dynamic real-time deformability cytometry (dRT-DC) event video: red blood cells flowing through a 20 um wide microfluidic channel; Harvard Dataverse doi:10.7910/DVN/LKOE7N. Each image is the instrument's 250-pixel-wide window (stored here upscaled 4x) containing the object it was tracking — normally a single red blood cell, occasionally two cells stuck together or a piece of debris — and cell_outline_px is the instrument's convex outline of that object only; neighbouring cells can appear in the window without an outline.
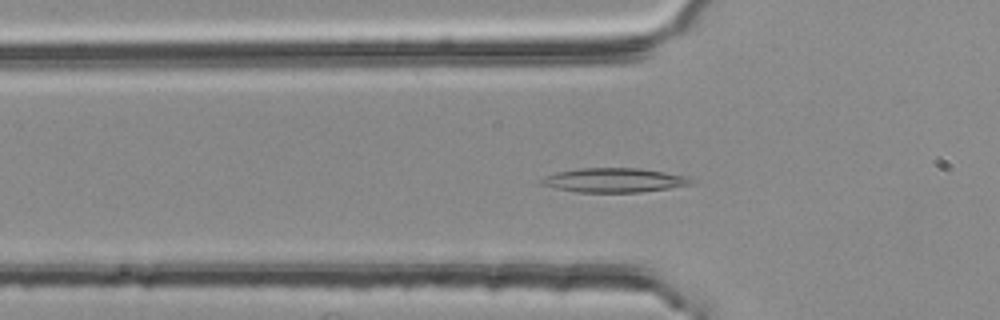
{"species": "common noctule bat (a hibernating species)", "species_latin": "Nyctalus noctula", "temperature_condition": "room temperature", "stored_images_in_passage": 53, "camera_frame_rate_fps": 3000, "um_per_image_px": 0.085, "animal": {"sex": "female", "body_mass_g": 25.1}, "frame": {"image": 1, "passage_image": 17, "time_ms": 5.333, "image_size_px": [1000, 320], "cell_outline_px": [[696, 180], [692, 184], [668, 188], [640, 192], [576, 192], [556, 188], [540, 184], [536, 180], [544, 176], [556, 172], [580, 168], [640, 168], [688, 176]], "centroid_in_image_um": [52.17, 15.31], "position_along_channel_um": 73.6, "area_um2": 21.33}}
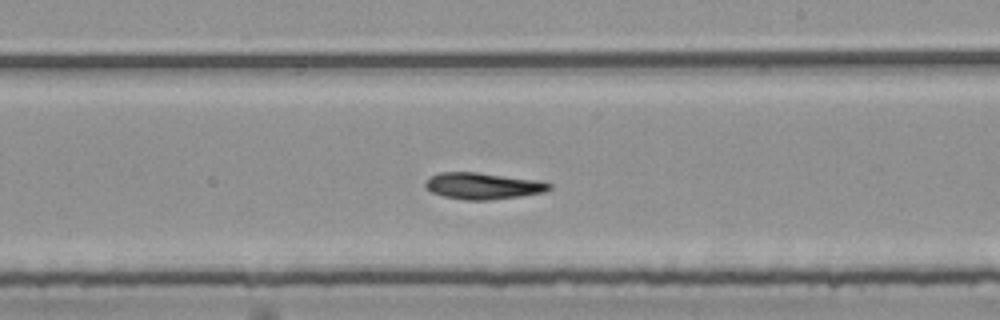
{"frame": {"image": 2, "passage_image": 31, "time_ms": 10.0, "image_size_px": [1000, 320], "cell_outline_px": [[552, 188], [544, 192], [520, 196], [488, 200], [464, 200], [444, 196], [432, 192], [424, 188], [424, 180], [440, 172], [476, 172], [540, 180], [552, 184]], "centroid_in_image_um": [41.04, 15.8], "position_along_channel_um": 248.0, "area_um2": 19.25}}
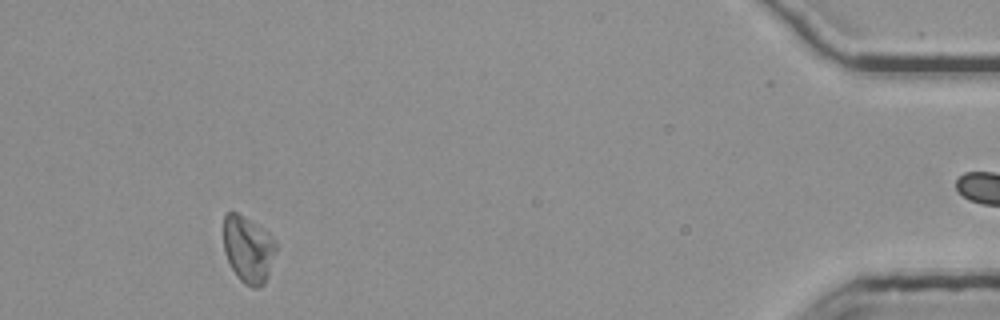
{"frame": {"image": 3, "passage_image": 50, "time_ms": 16.333, "image_size_px": [1000, 320], "cell_outline_px": [[276, 248], [264, 284], [260, 288], [252, 288], [244, 284], [236, 276], [224, 252], [224, 216], [228, 212], [236, 212], [256, 224], [272, 236], [276, 240]], "centroid_in_image_um": [21.08, 21.2], "position_along_channel_um": 414.1, "area_um2": 20.17}}